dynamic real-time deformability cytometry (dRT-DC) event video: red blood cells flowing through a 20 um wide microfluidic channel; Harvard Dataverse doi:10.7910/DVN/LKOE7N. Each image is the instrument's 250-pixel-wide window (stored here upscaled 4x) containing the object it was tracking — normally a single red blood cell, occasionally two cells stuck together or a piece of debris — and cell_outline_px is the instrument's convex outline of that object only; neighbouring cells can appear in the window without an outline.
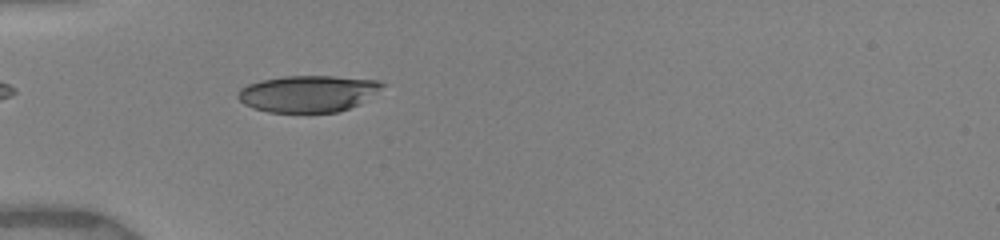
{"species": "human", "species_latin": "Homo sapiens", "temperature_condition": "warm", "stored_images_in_passage": 22, "camera_frame_rate_fps": 3000, "um_per_image_px": 0.085, "donor": {"sex": "female"}, "frame": {"image": 1, "passage_image": 13, "time_ms": 5.0, "image_size_px": [1000, 240], "cell_outline_px": [[388, 84], [360, 104], [336, 112], [268, 112], [252, 108], [244, 104], [236, 96], [240, 88], [248, 84], [260, 80], [284, 76], [332, 76], [376, 80]], "centroid_in_image_um": [26.17, 7.95], "position_along_channel_um": 58.8, "area_um2": 30.87}}
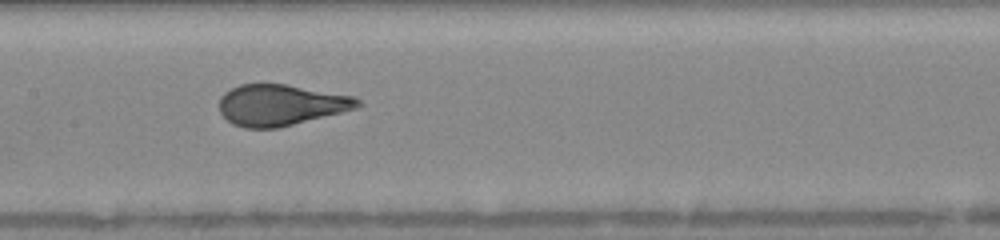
{"frame": {"image": 2, "passage_image": 21, "time_ms": 8.333, "image_size_px": [1000, 240], "cell_outline_px": [[364, 104], [356, 108], [276, 128], [244, 128], [232, 124], [220, 112], [220, 96], [224, 92], [240, 84], [284, 84], [352, 96], [360, 100]], "centroid_in_image_um": [23.82, 8.92], "position_along_channel_um": 183.6, "area_um2": 32.66}}